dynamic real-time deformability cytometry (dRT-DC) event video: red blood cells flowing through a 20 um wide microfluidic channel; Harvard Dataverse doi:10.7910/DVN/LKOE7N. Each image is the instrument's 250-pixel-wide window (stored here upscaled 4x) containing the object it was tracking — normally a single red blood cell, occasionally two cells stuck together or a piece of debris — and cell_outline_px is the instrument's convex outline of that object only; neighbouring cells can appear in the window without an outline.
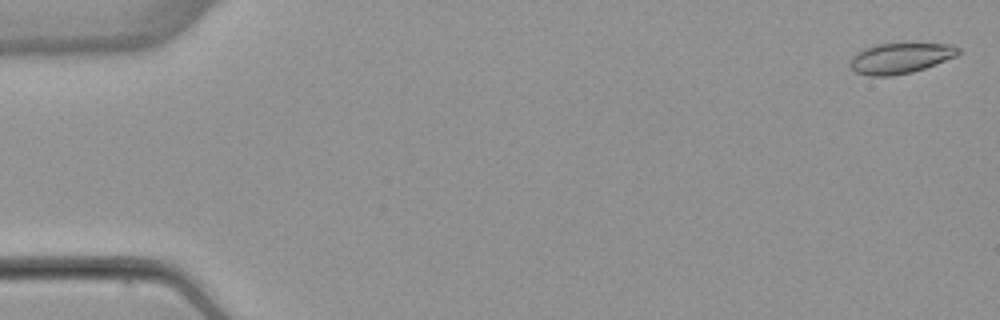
{"species": "common noctule bat (a hibernating species)", "species_latin": "Nyctalus noctula", "temperature_condition": "warm", "stored_images_in_passage": 54, "camera_frame_rate_fps": 3000, "um_per_image_px": 0.085, "animal": {"sex": "female", "body_mass_g": 22.7, "forearm_length_mm": 54.2}, "frame": {"image": 1, "passage_image": 2, "time_ms": 0.333, "image_size_px": [1000, 320], "cell_outline_px": [[960, 52], [956, 56], [936, 64], [912, 72], [892, 76], [868, 76], [856, 72], [848, 64], [852, 56], [856, 52], [864, 48], [876, 44], [952, 44], [960, 48]], "centroid_in_image_um": [76.5, 4.95], "position_along_channel_um": 8.5, "area_um2": 19.25}}
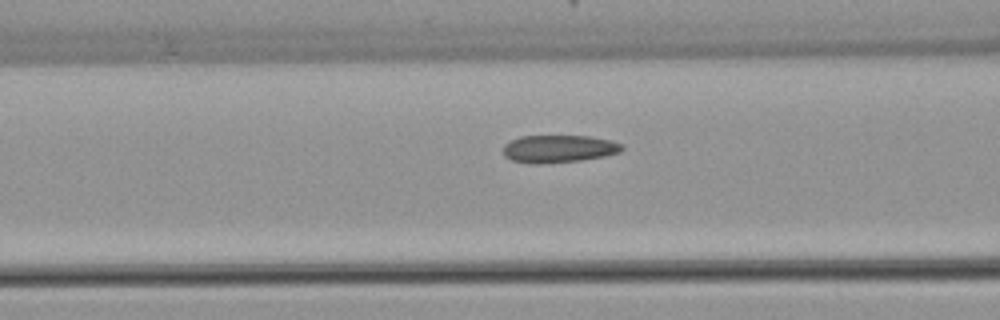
{"frame": {"image": 2, "passage_image": 22, "time_ms": 7.0, "image_size_px": [1000, 320], "cell_outline_px": [[624, 148], [620, 152], [604, 156], [580, 160], [540, 164], [528, 164], [512, 160], [504, 156], [504, 144], [520, 136], [588, 136], [612, 140], [624, 144]], "centroid_in_image_um": [47.5, 12.65], "position_along_channel_um": 119.1, "area_um2": 19.19}}
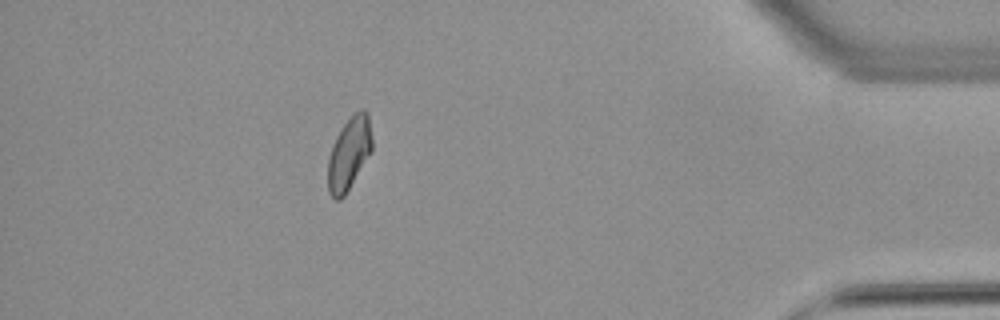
{"frame": {"image": 3, "passage_image": 48, "time_ms": 15.667, "image_size_px": [1000, 320], "cell_outline_px": [[372, 152], [344, 196], [340, 200], [336, 200], [328, 192], [328, 156], [332, 144], [336, 136], [344, 124], [360, 108], [364, 108], [368, 112], [372, 136]], "centroid_in_image_um": [29.68, 13.04], "position_along_channel_um": 405.5, "area_um2": 18.84}, "authors_computed_cell_mechanics": {"area_um2": 19.2185, "velocity_mm_per_s": 3.8642, "shape_relaxation_time_tau1_ms": null, "shape_relaxation_time_tau2_ms": 1.9805, "deformation_change_tau1": null, "deformation_change_tau2": 0.0624}}